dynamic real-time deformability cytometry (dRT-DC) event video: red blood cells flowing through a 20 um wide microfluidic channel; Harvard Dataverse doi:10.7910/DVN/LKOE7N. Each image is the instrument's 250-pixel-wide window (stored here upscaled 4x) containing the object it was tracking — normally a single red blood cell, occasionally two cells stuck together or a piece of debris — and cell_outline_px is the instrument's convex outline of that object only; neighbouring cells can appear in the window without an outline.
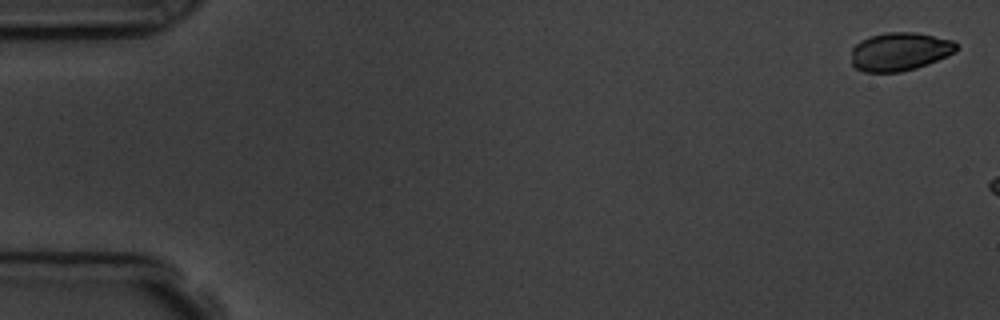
{"species": "common noctule bat (a hibernating species)", "species_latin": "Nyctalus noctula", "temperature_condition": "room temperature", "stored_images_in_passage": 3, "camera_frame_rate_fps": 3000, "um_per_image_px": 0.085, "animal": {"sex": "male", "body_mass_g": 19.5, "forearm_length_mm": 54.6}, "frame": {"image": 1, "passage_image": 1, "time_ms": 0.0, "image_size_px": [1000, 320], "cell_outline_px": [[956, 52], [948, 56], [928, 64], [916, 68], [900, 72], [864, 72], [856, 68], [852, 64], [852, 48], [860, 40], [872, 36], [888, 32], [912, 32], [952, 40], [956, 44]], "centroid_in_image_um": [76.47, 4.4], "position_along_channel_um": 8.5, "area_um2": 23.35}}